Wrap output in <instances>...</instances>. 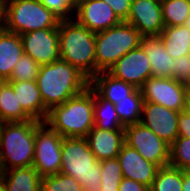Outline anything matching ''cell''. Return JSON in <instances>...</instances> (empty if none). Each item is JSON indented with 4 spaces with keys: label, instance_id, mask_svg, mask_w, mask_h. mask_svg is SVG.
Wrapping results in <instances>:
<instances>
[{
    "label": "cell",
    "instance_id": "obj_1",
    "mask_svg": "<svg viewBox=\"0 0 190 191\" xmlns=\"http://www.w3.org/2000/svg\"><path fill=\"white\" fill-rule=\"evenodd\" d=\"M36 82L48 111L80 94L90 85V80L84 74L61 59L41 65Z\"/></svg>",
    "mask_w": 190,
    "mask_h": 191
},
{
    "label": "cell",
    "instance_id": "obj_2",
    "mask_svg": "<svg viewBox=\"0 0 190 191\" xmlns=\"http://www.w3.org/2000/svg\"><path fill=\"white\" fill-rule=\"evenodd\" d=\"M45 122L62 137L85 138L95 126L94 89L89 85L80 94L53 107Z\"/></svg>",
    "mask_w": 190,
    "mask_h": 191
},
{
    "label": "cell",
    "instance_id": "obj_3",
    "mask_svg": "<svg viewBox=\"0 0 190 191\" xmlns=\"http://www.w3.org/2000/svg\"><path fill=\"white\" fill-rule=\"evenodd\" d=\"M60 59L68 62L89 80L96 75V33L74 19L61 20L59 27Z\"/></svg>",
    "mask_w": 190,
    "mask_h": 191
},
{
    "label": "cell",
    "instance_id": "obj_4",
    "mask_svg": "<svg viewBox=\"0 0 190 191\" xmlns=\"http://www.w3.org/2000/svg\"><path fill=\"white\" fill-rule=\"evenodd\" d=\"M38 120L6 122L0 129L1 171L33 165L35 129Z\"/></svg>",
    "mask_w": 190,
    "mask_h": 191
},
{
    "label": "cell",
    "instance_id": "obj_5",
    "mask_svg": "<svg viewBox=\"0 0 190 191\" xmlns=\"http://www.w3.org/2000/svg\"><path fill=\"white\" fill-rule=\"evenodd\" d=\"M60 173L73 177L83 191H101V167L86 138L63 137Z\"/></svg>",
    "mask_w": 190,
    "mask_h": 191
},
{
    "label": "cell",
    "instance_id": "obj_6",
    "mask_svg": "<svg viewBox=\"0 0 190 191\" xmlns=\"http://www.w3.org/2000/svg\"><path fill=\"white\" fill-rule=\"evenodd\" d=\"M140 44L139 31L125 21L96 33V74L108 71L122 56Z\"/></svg>",
    "mask_w": 190,
    "mask_h": 191
},
{
    "label": "cell",
    "instance_id": "obj_7",
    "mask_svg": "<svg viewBox=\"0 0 190 191\" xmlns=\"http://www.w3.org/2000/svg\"><path fill=\"white\" fill-rule=\"evenodd\" d=\"M60 21L40 0H6L7 31L21 35L39 29L58 28Z\"/></svg>",
    "mask_w": 190,
    "mask_h": 191
},
{
    "label": "cell",
    "instance_id": "obj_8",
    "mask_svg": "<svg viewBox=\"0 0 190 191\" xmlns=\"http://www.w3.org/2000/svg\"><path fill=\"white\" fill-rule=\"evenodd\" d=\"M62 141L63 137L46 122L36 127L32 166L42 178L60 173Z\"/></svg>",
    "mask_w": 190,
    "mask_h": 191
},
{
    "label": "cell",
    "instance_id": "obj_9",
    "mask_svg": "<svg viewBox=\"0 0 190 191\" xmlns=\"http://www.w3.org/2000/svg\"><path fill=\"white\" fill-rule=\"evenodd\" d=\"M125 144L159 167L169 165L170 145L141 122L125 126Z\"/></svg>",
    "mask_w": 190,
    "mask_h": 191
},
{
    "label": "cell",
    "instance_id": "obj_10",
    "mask_svg": "<svg viewBox=\"0 0 190 191\" xmlns=\"http://www.w3.org/2000/svg\"><path fill=\"white\" fill-rule=\"evenodd\" d=\"M144 102L160 104L168 109L183 112L188 89L184 82L174 78L149 77L140 88Z\"/></svg>",
    "mask_w": 190,
    "mask_h": 191
},
{
    "label": "cell",
    "instance_id": "obj_11",
    "mask_svg": "<svg viewBox=\"0 0 190 191\" xmlns=\"http://www.w3.org/2000/svg\"><path fill=\"white\" fill-rule=\"evenodd\" d=\"M23 53L28 54L40 66L60 59L58 28H45L20 35Z\"/></svg>",
    "mask_w": 190,
    "mask_h": 191
},
{
    "label": "cell",
    "instance_id": "obj_12",
    "mask_svg": "<svg viewBox=\"0 0 190 191\" xmlns=\"http://www.w3.org/2000/svg\"><path fill=\"white\" fill-rule=\"evenodd\" d=\"M73 19L94 33L107 30L122 22L111 6L103 0H78Z\"/></svg>",
    "mask_w": 190,
    "mask_h": 191
},
{
    "label": "cell",
    "instance_id": "obj_13",
    "mask_svg": "<svg viewBox=\"0 0 190 191\" xmlns=\"http://www.w3.org/2000/svg\"><path fill=\"white\" fill-rule=\"evenodd\" d=\"M108 72L137 89L152 76L149 59L141 45L122 56Z\"/></svg>",
    "mask_w": 190,
    "mask_h": 191
},
{
    "label": "cell",
    "instance_id": "obj_14",
    "mask_svg": "<svg viewBox=\"0 0 190 191\" xmlns=\"http://www.w3.org/2000/svg\"><path fill=\"white\" fill-rule=\"evenodd\" d=\"M179 115L180 112L160 104L144 102L140 122L171 145L178 137Z\"/></svg>",
    "mask_w": 190,
    "mask_h": 191
},
{
    "label": "cell",
    "instance_id": "obj_15",
    "mask_svg": "<svg viewBox=\"0 0 190 191\" xmlns=\"http://www.w3.org/2000/svg\"><path fill=\"white\" fill-rule=\"evenodd\" d=\"M125 22L135 27L141 36H158L165 27L161 0H133Z\"/></svg>",
    "mask_w": 190,
    "mask_h": 191
},
{
    "label": "cell",
    "instance_id": "obj_16",
    "mask_svg": "<svg viewBox=\"0 0 190 191\" xmlns=\"http://www.w3.org/2000/svg\"><path fill=\"white\" fill-rule=\"evenodd\" d=\"M123 177L132 179L150 188L159 166L145 160L136 149L123 144L117 156Z\"/></svg>",
    "mask_w": 190,
    "mask_h": 191
},
{
    "label": "cell",
    "instance_id": "obj_17",
    "mask_svg": "<svg viewBox=\"0 0 190 191\" xmlns=\"http://www.w3.org/2000/svg\"><path fill=\"white\" fill-rule=\"evenodd\" d=\"M85 138L98 161L116 158L125 143L124 130H106L96 126Z\"/></svg>",
    "mask_w": 190,
    "mask_h": 191
},
{
    "label": "cell",
    "instance_id": "obj_18",
    "mask_svg": "<svg viewBox=\"0 0 190 191\" xmlns=\"http://www.w3.org/2000/svg\"><path fill=\"white\" fill-rule=\"evenodd\" d=\"M151 65L152 76L174 78V58L158 36H141V44Z\"/></svg>",
    "mask_w": 190,
    "mask_h": 191
},
{
    "label": "cell",
    "instance_id": "obj_19",
    "mask_svg": "<svg viewBox=\"0 0 190 191\" xmlns=\"http://www.w3.org/2000/svg\"><path fill=\"white\" fill-rule=\"evenodd\" d=\"M22 108L35 120L45 122L49 111L45 108L36 81H8Z\"/></svg>",
    "mask_w": 190,
    "mask_h": 191
},
{
    "label": "cell",
    "instance_id": "obj_20",
    "mask_svg": "<svg viewBox=\"0 0 190 191\" xmlns=\"http://www.w3.org/2000/svg\"><path fill=\"white\" fill-rule=\"evenodd\" d=\"M90 86L105 100L116 104L120 100L128 99L137 88L133 85L115 78L108 71L96 74L90 80Z\"/></svg>",
    "mask_w": 190,
    "mask_h": 191
},
{
    "label": "cell",
    "instance_id": "obj_21",
    "mask_svg": "<svg viewBox=\"0 0 190 191\" xmlns=\"http://www.w3.org/2000/svg\"><path fill=\"white\" fill-rule=\"evenodd\" d=\"M23 54V44L19 34L0 31V77L9 79L13 69Z\"/></svg>",
    "mask_w": 190,
    "mask_h": 191
},
{
    "label": "cell",
    "instance_id": "obj_22",
    "mask_svg": "<svg viewBox=\"0 0 190 191\" xmlns=\"http://www.w3.org/2000/svg\"><path fill=\"white\" fill-rule=\"evenodd\" d=\"M4 191H41V179L33 166L13 168L2 172Z\"/></svg>",
    "mask_w": 190,
    "mask_h": 191
},
{
    "label": "cell",
    "instance_id": "obj_23",
    "mask_svg": "<svg viewBox=\"0 0 190 191\" xmlns=\"http://www.w3.org/2000/svg\"><path fill=\"white\" fill-rule=\"evenodd\" d=\"M167 53L174 59L188 55L190 46V29L181 26H165L159 34Z\"/></svg>",
    "mask_w": 190,
    "mask_h": 191
},
{
    "label": "cell",
    "instance_id": "obj_24",
    "mask_svg": "<svg viewBox=\"0 0 190 191\" xmlns=\"http://www.w3.org/2000/svg\"><path fill=\"white\" fill-rule=\"evenodd\" d=\"M0 119L3 123L33 120L22 108L9 82L5 84L0 93Z\"/></svg>",
    "mask_w": 190,
    "mask_h": 191
},
{
    "label": "cell",
    "instance_id": "obj_25",
    "mask_svg": "<svg viewBox=\"0 0 190 191\" xmlns=\"http://www.w3.org/2000/svg\"><path fill=\"white\" fill-rule=\"evenodd\" d=\"M94 122L95 126L106 130H124L125 126L120 122L115 105L103 99L94 90Z\"/></svg>",
    "mask_w": 190,
    "mask_h": 191
},
{
    "label": "cell",
    "instance_id": "obj_26",
    "mask_svg": "<svg viewBox=\"0 0 190 191\" xmlns=\"http://www.w3.org/2000/svg\"><path fill=\"white\" fill-rule=\"evenodd\" d=\"M144 99L140 89H136L128 99L120 100L115 104L120 122L124 126L139 123L142 117Z\"/></svg>",
    "mask_w": 190,
    "mask_h": 191
},
{
    "label": "cell",
    "instance_id": "obj_27",
    "mask_svg": "<svg viewBox=\"0 0 190 191\" xmlns=\"http://www.w3.org/2000/svg\"><path fill=\"white\" fill-rule=\"evenodd\" d=\"M183 170L170 165L160 167L149 191H182Z\"/></svg>",
    "mask_w": 190,
    "mask_h": 191
},
{
    "label": "cell",
    "instance_id": "obj_28",
    "mask_svg": "<svg viewBox=\"0 0 190 191\" xmlns=\"http://www.w3.org/2000/svg\"><path fill=\"white\" fill-rule=\"evenodd\" d=\"M165 26H181L190 14V0H161Z\"/></svg>",
    "mask_w": 190,
    "mask_h": 191
},
{
    "label": "cell",
    "instance_id": "obj_29",
    "mask_svg": "<svg viewBox=\"0 0 190 191\" xmlns=\"http://www.w3.org/2000/svg\"><path fill=\"white\" fill-rule=\"evenodd\" d=\"M100 167L101 191H118L123 174L117 157L100 161Z\"/></svg>",
    "mask_w": 190,
    "mask_h": 191
},
{
    "label": "cell",
    "instance_id": "obj_30",
    "mask_svg": "<svg viewBox=\"0 0 190 191\" xmlns=\"http://www.w3.org/2000/svg\"><path fill=\"white\" fill-rule=\"evenodd\" d=\"M169 165L190 170V138L178 136L170 145Z\"/></svg>",
    "mask_w": 190,
    "mask_h": 191
},
{
    "label": "cell",
    "instance_id": "obj_31",
    "mask_svg": "<svg viewBox=\"0 0 190 191\" xmlns=\"http://www.w3.org/2000/svg\"><path fill=\"white\" fill-rule=\"evenodd\" d=\"M41 191H83L76 179L63 173L41 179Z\"/></svg>",
    "mask_w": 190,
    "mask_h": 191
},
{
    "label": "cell",
    "instance_id": "obj_32",
    "mask_svg": "<svg viewBox=\"0 0 190 191\" xmlns=\"http://www.w3.org/2000/svg\"><path fill=\"white\" fill-rule=\"evenodd\" d=\"M39 69L40 65L28 54L23 53L8 81H36Z\"/></svg>",
    "mask_w": 190,
    "mask_h": 191
},
{
    "label": "cell",
    "instance_id": "obj_33",
    "mask_svg": "<svg viewBox=\"0 0 190 191\" xmlns=\"http://www.w3.org/2000/svg\"><path fill=\"white\" fill-rule=\"evenodd\" d=\"M77 1L78 0H40L48 10L53 12L61 20L73 19Z\"/></svg>",
    "mask_w": 190,
    "mask_h": 191
},
{
    "label": "cell",
    "instance_id": "obj_34",
    "mask_svg": "<svg viewBox=\"0 0 190 191\" xmlns=\"http://www.w3.org/2000/svg\"><path fill=\"white\" fill-rule=\"evenodd\" d=\"M190 75V56L183 55L174 59V79L185 82Z\"/></svg>",
    "mask_w": 190,
    "mask_h": 191
},
{
    "label": "cell",
    "instance_id": "obj_35",
    "mask_svg": "<svg viewBox=\"0 0 190 191\" xmlns=\"http://www.w3.org/2000/svg\"><path fill=\"white\" fill-rule=\"evenodd\" d=\"M114 10L121 21H126L133 0H103Z\"/></svg>",
    "mask_w": 190,
    "mask_h": 191
},
{
    "label": "cell",
    "instance_id": "obj_36",
    "mask_svg": "<svg viewBox=\"0 0 190 191\" xmlns=\"http://www.w3.org/2000/svg\"><path fill=\"white\" fill-rule=\"evenodd\" d=\"M118 191H149V187L138 183L135 180L123 177L120 182Z\"/></svg>",
    "mask_w": 190,
    "mask_h": 191
},
{
    "label": "cell",
    "instance_id": "obj_37",
    "mask_svg": "<svg viewBox=\"0 0 190 191\" xmlns=\"http://www.w3.org/2000/svg\"><path fill=\"white\" fill-rule=\"evenodd\" d=\"M178 136L190 138V117L183 112L179 115Z\"/></svg>",
    "mask_w": 190,
    "mask_h": 191
},
{
    "label": "cell",
    "instance_id": "obj_38",
    "mask_svg": "<svg viewBox=\"0 0 190 191\" xmlns=\"http://www.w3.org/2000/svg\"><path fill=\"white\" fill-rule=\"evenodd\" d=\"M6 0H0V31L5 29Z\"/></svg>",
    "mask_w": 190,
    "mask_h": 191
},
{
    "label": "cell",
    "instance_id": "obj_39",
    "mask_svg": "<svg viewBox=\"0 0 190 191\" xmlns=\"http://www.w3.org/2000/svg\"><path fill=\"white\" fill-rule=\"evenodd\" d=\"M182 191H190V170H183Z\"/></svg>",
    "mask_w": 190,
    "mask_h": 191
},
{
    "label": "cell",
    "instance_id": "obj_40",
    "mask_svg": "<svg viewBox=\"0 0 190 191\" xmlns=\"http://www.w3.org/2000/svg\"><path fill=\"white\" fill-rule=\"evenodd\" d=\"M183 113H185L187 116L190 117V92H188V95L186 97V101L183 108Z\"/></svg>",
    "mask_w": 190,
    "mask_h": 191
},
{
    "label": "cell",
    "instance_id": "obj_41",
    "mask_svg": "<svg viewBox=\"0 0 190 191\" xmlns=\"http://www.w3.org/2000/svg\"><path fill=\"white\" fill-rule=\"evenodd\" d=\"M8 82L7 79L3 78V77H0V93L3 89V87L5 86V84Z\"/></svg>",
    "mask_w": 190,
    "mask_h": 191
},
{
    "label": "cell",
    "instance_id": "obj_42",
    "mask_svg": "<svg viewBox=\"0 0 190 191\" xmlns=\"http://www.w3.org/2000/svg\"><path fill=\"white\" fill-rule=\"evenodd\" d=\"M185 27L189 28L190 29V14L189 16L187 17V19L185 20L184 24H183Z\"/></svg>",
    "mask_w": 190,
    "mask_h": 191
},
{
    "label": "cell",
    "instance_id": "obj_43",
    "mask_svg": "<svg viewBox=\"0 0 190 191\" xmlns=\"http://www.w3.org/2000/svg\"><path fill=\"white\" fill-rule=\"evenodd\" d=\"M184 84L186 85L188 91L190 92V75H189L188 79L184 82Z\"/></svg>",
    "mask_w": 190,
    "mask_h": 191
},
{
    "label": "cell",
    "instance_id": "obj_44",
    "mask_svg": "<svg viewBox=\"0 0 190 191\" xmlns=\"http://www.w3.org/2000/svg\"><path fill=\"white\" fill-rule=\"evenodd\" d=\"M0 191H4V187H3V184H2V179L0 178Z\"/></svg>",
    "mask_w": 190,
    "mask_h": 191
},
{
    "label": "cell",
    "instance_id": "obj_45",
    "mask_svg": "<svg viewBox=\"0 0 190 191\" xmlns=\"http://www.w3.org/2000/svg\"><path fill=\"white\" fill-rule=\"evenodd\" d=\"M2 124H3V122H2V120L0 119V129H1Z\"/></svg>",
    "mask_w": 190,
    "mask_h": 191
}]
</instances>
